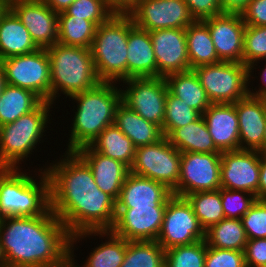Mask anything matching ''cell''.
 Segmentation results:
<instances>
[{
    "mask_svg": "<svg viewBox=\"0 0 266 267\" xmlns=\"http://www.w3.org/2000/svg\"><path fill=\"white\" fill-rule=\"evenodd\" d=\"M207 246L244 251L248 241L241 219L224 218L205 231Z\"/></svg>",
    "mask_w": 266,
    "mask_h": 267,
    "instance_id": "obj_33",
    "label": "cell"
},
{
    "mask_svg": "<svg viewBox=\"0 0 266 267\" xmlns=\"http://www.w3.org/2000/svg\"><path fill=\"white\" fill-rule=\"evenodd\" d=\"M265 197H266V154H260L258 199H264Z\"/></svg>",
    "mask_w": 266,
    "mask_h": 267,
    "instance_id": "obj_49",
    "label": "cell"
},
{
    "mask_svg": "<svg viewBox=\"0 0 266 267\" xmlns=\"http://www.w3.org/2000/svg\"><path fill=\"white\" fill-rule=\"evenodd\" d=\"M129 16L134 25L149 32L186 29L196 21L184 0H140Z\"/></svg>",
    "mask_w": 266,
    "mask_h": 267,
    "instance_id": "obj_14",
    "label": "cell"
},
{
    "mask_svg": "<svg viewBox=\"0 0 266 267\" xmlns=\"http://www.w3.org/2000/svg\"><path fill=\"white\" fill-rule=\"evenodd\" d=\"M200 115L168 90L162 129L164 136L168 137L175 129L194 122Z\"/></svg>",
    "mask_w": 266,
    "mask_h": 267,
    "instance_id": "obj_39",
    "label": "cell"
},
{
    "mask_svg": "<svg viewBox=\"0 0 266 267\" xmlns=\"http://www.w3.org/2000/svg\"><path fill=\"white\" fill-rule=\"evenodd\" d=\"M195 20L222 14L220 0H184Z\"/></svg>",
    "mask_w": 266,
    "mask_h": 267,
    "instance_id": "obj_45",
    "label": "cell"
},
{
    "mask_svg": "<svg viewBox=\"0 0 266 267\" xmlns=\"http://www.w3.org/2000/svg\"><path fill=\"white\" fill-rule=\"evenodd\" d=\"M186 42L190 69L220 62L208 26L196 20L186 28Z\"/></svg>",
    "mask_w": 266,
    "mask_h": 267,
    "instance_id": "obj_30",
    "label": "cell"
},
{
    "mask_svg": "<svg viewBox=\"0 0 266 267\" xmlns=\"http://www.w3.org/2000/svg\"><path fill=\"white\" fill-rule=\"evenodd\" d=\"M96 25L92 21L75 16H58V43L90 49Z\"/></svg>",
    "mask_w": 266,
    "mask_h": 267,
    "instance_id": "obj_34",
    "label": "cell"
},
{
    "mask_svg": "<svg viewBox=\"0 0 266 267\" xmlns=\"http://www.w3.org/2000/svg\"><path fill=\"white\" fill-rule=\"evenodd\" d=\"M204 267H246L244 251L207 246Z\"/></svg>",
    "mask_w": 266,
    "mask_h": 267,
    "instance_id": "obj_43",
    "label": "cell"
},
{
    "mask_svg": "<svg viewBox=\"0 0 266 267\" xmlns=\"http://www.w3.org/2000/svg\"><path fill=\"white\" fill-rule=\"evenodd\" d=\"M8 7L9 5L7 4V2H0V17Z\"/></svg>",
    "mask_w": 266,
    "mask_h": 267,
    "instance_id": "obj_55",
    "label": "cell"
},
{
    "mask_svg": "<svg viewBox=\"0 0 266 267\" xmlns=\"http://www.w3.org/2000/svg\"><path fill=\"white\" fill-rule=\"evenodd\" d=\"M221 154L183 152L180 176L173 195L185 198L194 192L215 191L221 188Z\"/></svg>",
    "mask_w": 266,
    "mask_h": 267,
    "instance_id": "obj_12",
    "label": "cell"
},
{
    "mask_svg": "<svg viewBox=\"0 0 266 267\" xmlns=\"http://www.w3.org/2000/svg\"><path fill=\"white\" fill-rule=\"evenodd\" d=\"M120 267H165V250L157 241H128Z\"/></svg>",
    "mask_w": 266,
    "mask_h": 267,
    "instance_id": "obj_36",
    "label": "cell"
},
{
    "mask_svg": "<svg viewBox=\"0 0 266 267\" xmlns=\"http://www.w3.org/2000/svg\"><path fill=\"white\" fill-rule=\"evenodd\" d=\"M140 0H106L108 8L119 15H129Z\"/></svg>",
    "mask_w": 266,
    "mask_h": 267,
    "instance_id": "obj_47",
    "label": "cell"
},
{
    "mask_svg": "<svg viewBox=\"0 0 266 267\" xmlns=\"http://www.w3.org/2000/svg\"><path fill=\"white\" fill-rule=\"evenodd\" d=\"M134 26L129 15L114 14L96 27L90 49L101 82L121 83L127 79V41Z\"/></svg>",
    "mask_w": 266,
    "mask_h": 267,
    "instance_id": "obj_7",
    "label": "cell"
},
{
    "mask_svg": "<svg viewBox=\"0 0 266 267\" xmlns=\"http://www.w3.org/2000/svg\"><path fill=\"white\" fill-rule=\"evenodd\" d=\"M259 175L258 151L240 149L222 152L220 175L222 188L249 192L258 199Z\"/></svg>",
    "mask_w": 266,
    "mask_h": 267,
    "instance_id": "obj_15",
    "label": "cell"
},
{
    "mask_svg": "<svg viewBox=\"0 0 266 267\" xmlns=\"http://www.w3.org/2000/svg\"><path fill=\"white\" fill-rule=\"evenodd\" d=\"M241 221L248 239L266 238V201L257 199Z\"/></svg>",
    "mask_w": 266,
    "mask_h": 267,
    "instance_id": "obj_42",
    "label": "cell"
},
{
    "mask_svg": "<svg viewBox=\"0 0 266 267\" xmlns=\"http://www.w3.org/2000/svg\"><path fill=\"white\" fill-rule=\"evenodd\" d=\"M30 33L38 48L46 49L58 42V14L42 0L9 4Z\"/></svg>",
    "mask_w": 266,
    "mask_h": 267,
    "instance_id": "obj_18",
    "label": "cell"
},
{
    "mask_svg": "<svg viewBox=\"0 0 266 267\" xmlns=\"http://www.w3.org/2000/svg\"><path fill=\"white\" fill-rule=\"evenodd\" d=\"M168 90L201 115L212 104L194 70L172 73L165 77Z\"/></svg>",
    "mask_w": 266,
    "mask_h": 267,
    "instance_id": "obj_29",
    "label": "cell"
},
{
    "mask_svg": "<svg viewBox=\"0 0 266 267\" xmlns=\"http://www.w3.org/2000/svg\"><path fill=\"white\" fill-rule=\"evenodd\" d=\"M39 49L16 14L8 7L0 17V60Z\"/></svg>",
    "mask_w": 266,
    "mask_h": 267,
    "instance_id": "obj_26",
    "label": "cell"
},
{
    "mask_svg": "<svg viewBox=\"0 0 266 267\" xmlns=\"http://www.w3.org/2000/svg\"><path fill=\"white\" fill-rule=\"evenodd\" d=\"M7 2V4H11V3H15L18 1H39V0H5Z\"/></svg>",
    "mask_w": 266,
    "mask_h": 267,
    "instance_id": "obj_56",
    "label": "cell"
},
{
    "mask_svg": "<svg viewBox=\"0 0 266 267\" xmlns=\"http://www.w3.org/2000/svg\"><path fill=\"white\" fill-rule=\"evenodd\" d=\"M181 152L167 137L155 144L136 147L130 172L160 183L173 190L179 181Z\"/></svg>",
    "mask_w": 266,
    "mask_h": 267,
    "instance_id": "obj_11",
    "label": "cell"
},
{
    "mask_svg": "<svg viewBox=\"0 0 266 267\" xmlns=\"http://www.w3.org/2000/svg\"><path fill=\"white\" fill-rule=\"evenodd\" d=\"M209 29L221 61L243 63V41L246 24L241 14L222 13L202 20Z\"/></svg>",
    "mask_w": 266,
    "mask_h": 267,
    "instance_id": "obj_19",
    "label": "cell"
},
{
    "mask_svg": "<svg viewBox=\"0 0 266 267\" xmlns=\"http://www.w3.org/2000/svg\"><path fill=\"white\" fill-rule=\"evenodd\" d=\"M46 51L50 59L52 104L58 102L60 94L67 99L95 88L101 82L96 75L91 49L57 42Z\"/></svg>",
    "mask_w": 266,
    "mask_h": 267,
    "instance_id": "obj_5",
    "label": "cell"
},
{
    "mask_svg": "<svg viewBox=\"0 0 266 267\" xmlns=\"http://www.w3.org/2000/svg\"><path fill=\"white\" fill-rule=\"evenodd\" d=\"M91 168L96 185L117 201L130 168L122 161L104 156L89 145L75 151Z\"/></svg>",
    "mask_w": 266,
    "mask_h": 267,
    "instance_id": "obj_23",
    "label": "cell"
},
{
    "mask_svg": "<svg viewBox=\"0 0 266 267\" xmlns=\"http://www.w3.org/2000/svg\"><path fill=\"white\" fill-rule=\"evenodd\" d=\"M167 138L181 153H222L216 148L202 115L187 126L175 129Z\"/></svg>",
    "mask_w": 266,
    "mask_h": 267,
    "instance_id": "obj_28",
    "label": "cell"
},
{
    "mask_svg": "<svg viewBox=\"0 0 266 267\" xmlns=\"http://www.w3.org/2000/svg\"><path fill=\"white\" fill-rule=\"evenodd\" d=\"M202 116L220 152L240 150L239 120L235 103H212Z\"/></svg>",
    "mask_w": 266,
    "mask_h": 267,
    "instance_id": "obj_22",
    "label": "cell"
},
{
    "mask_svg": "<svg viewBox=\"0 0 266 267\" xmlns=\"http://www.w3.org/2000/svg\"><path fill=\"white\" fill-rule=\"evenodd\" d=\"M241 16L246 25L266 26V0H250Z\"/></svg>",
    "mask_w": 266,
    "mask_h": 267,
    "instance_id": "obj_46",
    "label": "cell"
},
{
    "mask_svg": "<svg viewBox=\"0 0 266 267\" xmlns=\"http://www.w3.org/2000/svg\"><path fill=\"white\" fill-rule=\"evenodd\" d=\"M185 198L191 204L195 216L205 231L225 218L220 189L194 192Z\"/></svg>",
    "mask_w": 266,
    "mask_h": 267,
    "instance_id": "obj_35",
    "label": "cell"
},
{
    "mask_svg": "<svg viewBox=\"0 0 266 267\" xmlns=\"http://www.w3.org/2000/svg\"><path fill=\"white\" fill-rule=\"evenodd\" d=\"M121 82V102L163 129L168 93L165 77L128 78Z\"/></svg>",
    "mask_w": 266,
    "mask_h": 267,
    "instance_id": "obj_10",
    "label": "cell"
},
{
    "mask_svg": "<svg viewBox=\"0 0 266 267\" xmlns=\"http://www.w3.org/2000/svg\"><path fill=\"white\" fill-rule=\"evenodd\" d=\"M193 70L211 103H236L249 95V70L244 63L220 61Z\"/></svg>",
    "mask_w": 266,
    "mask_h": 267,
    "instance_id": "obj_8",
    "label": "cell"
},
{
    "mask_svg": "<svg viewBox=\"0 0 266 267\" xmlns=\"http://www.w3.org/2000/svg\"><path fill=\"white\" fill-rule=\"evenodd\" d=\"M74 253H69L60 263H58L55 267H83L77 263ZM76 261V262H75Z\"/></svg>",
    "mask_w": 266,
    "mask_h": 267,
    "instance_id": "obj_52",
    "label": "cell"
},
{
    "mask_svg": "<svg viewBox=\"0 0 266 267\" xmlns=\"http://www.w3.org/2000/svg\"><path fill=\"white\" fill-rule=\"evenodd\" d=\"M4 219V217L2 216V214L0 213V223L1 221Z\"/></svg>",
    "mask_w": 266,
    "mask_h": 267,
    "instance_id": "obj_57",
    "label": "cell"
},
{
    "mask_svg": "<svg viewBox=\"0 0 266 267\" xmlns=\"http://www.w3.org/2000/svg\"><path fill=\"white\" fill-rule=\"evenodd\" d=\"M53 105L56 106L42 101L33 111L0 126V168L24 167L20 166L22 162L28 161L33 150H38L37 145L45 142L43 138L52 123Z\"/></svg>",
    "mask_w": 266,
    "mask_h": 267,
    "instance_id": "obj_6",
    "label": "cell"
},
{
    "mask_svg": "<svg viewBox=\"0 0 266 267\" xmlns=\"http://www.w3.org/2000/svg\"><path fill=\"white\" fill-rule=\"evenodd\" d=\"M166 207L116 208L111 231L128 241H156Z\"/></svg>",
    "mask_w": 266,
    "mask_h": 267,
    "instance_id": "obj_16",
    "label": "cell"
},
{
    "mask_svg": "<svg viewBox=\"0 0 266 267\" xmlns=\"http://www.w3.org/2000/svg\"><path fill=\"white\" fill-rule=\"evenodd\" d=\"M205 239V230L186 198L173 195L166 205L157 242L164 250Z\"/></svg>",
    "mask_w": 266,
    "mask_h": 267,
    "instance_id": "obj_13",
    "label": "cell"
},
{
    "mask_svg": "<svg viewBox=\"0 0 266 267\" xmlns=\"http://www.w3.org/2000/svg\"><path fill=\"white\" fill-rule=\"evenodd\" d=\"M42 100L32 91L6 84L0 96V126L33 111Z\"/></svg>",
    "mask_w": 266,
    "mask_h": 267,
    "instance_id": "obj_32",
    "label": "cell"
},
{
    "mask_svg": "<svg viewBox=\"0 0 266 267\" xmlns=\"http://www.w3.org/2000/svg\"><path fill=\"white\" fill-rule=\"evenodd\" d=\"M89 146L104 156L122 161L129 168L134 162L136 147L114 123L107 126Z\"/></svg>",
    "mask_w": 266,
    "mask_h": 267,
    "instance_id": "obj_31",
    "label": "cell"
},
{
    "mask_svg": "<svg viewBox=\"0 0 266 267\" xmlns=\"http://www.w3.org/2000/svg\"><path fill=\"white\" fill-rule=\"evenodd\" d=\"M63 154V155H62ZM41 166L50 183V207L70 236L86 231L111 230L116 201L95 183L88 164L75 152L65 151Z\"/></svg>",
    "mask_w": 266,
    "mask_h": 267,
    "instance_id": "obj_1",
    "label": "cell"
},
{
    "mask_svg": "<svg viewBox=\"0 0 266 267\" xmlns=\"http://www.w3.org/2000/svg\"><path fill=\"white\" fill-rule=\"evenodd\" d=\"M5 85H6V81H5L4 68H3L2 63L0 61V96H1V93H2Z\"/></svg>",
    "mask_w": 266,
    "mask_h": 267,
    "instance_id": "obj_53",
    "label": "cell"
},
{
    "mask_svg": "<svg viewBox=\"0 0 266 267\" xmlns=\"http://www.w3.org/2000/svg\"><path fill=\"white\" fill-rule=\"evenodd\" d=\"M6 84L32 91L51 103L50 59L46 49L0 60Z\"/></svg>",
    "mask_w": 266,
    "mask_h": 267,
    "instance_id": "obj_9",
    "label": "cell"
},
{
    "mask_svg": "<svg viewBox=\"0 0 266 267\" xmlns=\"http://www.w3.org/2000/svg\"><path fill=\"white\" fill-rule=\"evenodd\" d=\"M77 104L68 133L66 151L90 145L109 125L114 123L115 111L121 103L119 83L100 82L95 88L72 95L69 98Z\"/></svg>",
    "mask_w": 266,
    "mask_h": 267,
    "instance_id": "obj_3",
    "label": "cell"
},
{
    "mask_svg": "<svg viewBox=\"0 0 266 267\" xmlns=\"http://www.w3.org/2000/svg\"><path fill=\"white\" fill-rule=\"evenodd\" d=\"M149 33L156 58L157 77L191 70L186 29H157Z\"/></svg>",
    "mask_w": 266,
    "mask_h": 267,
    "instance_id": "obj_17",
    "label": "cell"
},
{
    "mask_svg": "<svg viewBox=\"0 0 266 267\" xmlns=\"http://www.w3.org/2000/svg\"><path fill=\"white\" fill-rule=\"evenodd\" d=\"M220 193L225 218L241 219L257 200L255 195L245 191L221 187Z\"/></svg>",
    "mask_w": 266,
    "mask_h": 267,
    "instance_id": "obj_41",
    "label": "cell"
},
{
    "mask_svg": "<svg viewBox=\"0 0 266 267\" xmlns=\"http://www.w3.org/2000/svg\"><path fill=\"white\" fill-rule=\"evenodd\" d=\"M142 77H157V64L149 31L135 25L127 41V79Z\"/></svg>",
    "mask_w": 266,
    "mask_h": 267,
    "instance_id": "obj_25",
    "label": "cell"
},
{
    "mask_svg": "<svg viewBox=\"0 0 266 267\" xmlns=\"http://www.w3.org/2000/svg\"><path fill=\"white\" fill-rule=\"evenodd\" d=\"M263 60H266V26L246 25L243 41V63L248 66L249 84L253 78L254 80L258 78L253 75V70L260 68L259 63Z\"/></svg>",
    "mask_w": 266,
    "mask_h": 267,
    "instance_id": "obj_37",
    "label": "cell"
},
{
    "mask_svg": "<svg viewBox=\"0 0 266 267\" xmlns=\"http://www.w3.org/2000/svg\"><path fill=\"white\" fill-rule=\"evenodd\" d=\"M22 170L0 168V213L4 218L35 217L51 210L50 183L45 170H34L33 177Z\"/></svg>",
    "mask_w": 266,
    "mask_h": 267,
    "instance_id": "obj_4",
    "label": "cell"
},
{
    "mask_svg": "<svg viewBox=\"0 0 266 267\" xmlns=\"http://www.w3.org/2000/svg\"><path fill=\"white\" fill-rule=\"evenodd\" d=\"M172 196V190L165 184L129 172L116 201V208L166 207Z\"/></svg>",
    "mask_w": 266,
    "mask_h": 267,
    "instance_id": "obj_20",
    "label": "cell"
},
{
    "mask_svg": "<svg viewBox=\"0 0 266 267\" xmlns=\"http://www.w3.org/2000/svg\"><path fill=\"white\" fill-rule=\"evenodd\" d=\"M99 237L105 241L92 248L89 256L83 261V267H120L124 261L128 240L117 236L111 230L86 231L70 236V253L78 248L75 247L79 241L87 238ZM85 262V263H84Z\"/></svg>",
    "mask_w": 266,
    "mask_h": 267,
    "instance_id": "obj_24",
    "label": "cell"
},
{
    "mask_svg": "<svg viewBox=\"0 0 266 267\" xmlns=\"http://www.w3.org/2000/svg\"><path fill=\"white\" fill-rule=\"evenodd\" d=\"M114 124L135 147L155 144L165 137L159 125L146 121L122 102L116 108Z\"/></svg>",
    "mask_w": 266,
    "mask_h": 267,
    "instance_id": "obj_27",
    "label": "cell"
},
{
    "mask_svg": "<svg viewBox=\"0 0 266 267\" xmlns=\"http://www.w3.org/2000/svg\"><path fill=\"white\" fill-rule=\"evenodd\" d=\"M239 120L241 150L258 151L263 144L266 126V98L248 95L235 103Z\"/></svg>",
    "mask_w": 266,
    "mask_h": 267,
    "instance_id": "obj_21",
    "label": "cell"
},
{
    "mask_svg": "<svg viewBox=\"0 0 266 267\" xmlns=\"http://www.w3.org/2000/svg\"><path fill=\"white\" fill-rule=\"evenodd\" d=\"M265 61L266 60H264V62ZM263 64H265V66L262 69H259V71L261 70L259 73L261 77L259 78L261 85L258 87V89L257 87L253 89L254 85L251 84L250 86L249 84V95L259 97V98H266V63H263Z\"/></svg>",
    "mask_w": 266,
    "mask_h": 267,
    "instance_id": "obj_50",
    "label": "cell"
},
{
    "mask_svg": "<svg viewBox=\"0 0 266 267\" xmlns=\"http://www.w3.org/2000/svg\"><path fill=\"white\" fill-rule=\"evenodd\" d=\"M260 154H266V126H265V136L263 140L262 147L258 150Z\"/></svg>",
    "mask_w": 266,
    "mask_h": 267,
    "instance_id": "obj_54",
    "label": "cell"
},
{
    "mask_svg": "<svg viewBox=\"0 0 266 267\" xmlns=\"http://www.w3.org/2000/svg\"><path fill=\"white\" fill-rule=\"evenodd\" d=\"M55 13L64 12L75 0H42Z\"/></svg>",
    "mask_w": 266,
    "mask_h": 267,
    "instance_id": "obj_51",
    "label": "cell"
},
{
    "mask_svg": "<svg viewBox=\"0 0 266 267\" xmlns=\"http://www.w3.org/2000/svg\"><path fill=\"white\" fill-rule=\"evenodd\" d=\"M207 243L199 240L165 250V267H204Z\"/></svg>",
    "mask_w": 266,
    "mask_h": 267,
    "instance_id": "obj_38",
    "label": "cell"
},
{
    "mask_svg": "<svg viewBox=\"0 0 266 267\" xmlns=\"http://www.w3.org/2000/svg\"><path fill=\"white\" fill-rule=\"evenodd\" d=\"M114 13L108 8L106 0H75L58 16H75L92 21L96 26L108 21Z\"/></svg>",
    "mask_w": 266,
    "mask_h": 267,
    "instance_id": "obj_40",
    "label": "cell"
},
{
    "mask_svg": "<svg viewBox=\"0 0 266 267\" xmlns=\"http://www.w3.org/2000/svg\"><path fill=\"white\" fill-rule=\"evenodd\" d=\"M70 253V235L50 210L35 217H5L0 223L3 267H55Z\"/></svg>",
    "mask_w": 266,
    "mask_h": 267,
    "instance_id": "obj_2",
    "label": "cell"
},
{
    "mask_svg": "<svg viewBox=\"0 0 266 267\" xmlns=\"http://www.w3.org/2000/svg\"><path fill=\"white\" fill-rule=\"evenodd\" d=\"M223 13L242 14L250 0H220Z\"/></svg>",
    "mask_w": 266,
    "mask_h": 267,
    "instance_id": "obj_48",
    "label": "cell"
},
{
    "mask_svg": "<svg viewBox=\"0 0 266 267\" xmlns=\"http://www.w3.org/2000/svg\"><path fill=\"white\" fill-rule=\"evenodd\" d=\"M244 257L246 267H266V238L248 239Z\"/></svg>",
    "mask_w": 266,
    "mask_h": 267,
    "instance_id": "obj_44",
    "label": "cell"
}]
</instances>
